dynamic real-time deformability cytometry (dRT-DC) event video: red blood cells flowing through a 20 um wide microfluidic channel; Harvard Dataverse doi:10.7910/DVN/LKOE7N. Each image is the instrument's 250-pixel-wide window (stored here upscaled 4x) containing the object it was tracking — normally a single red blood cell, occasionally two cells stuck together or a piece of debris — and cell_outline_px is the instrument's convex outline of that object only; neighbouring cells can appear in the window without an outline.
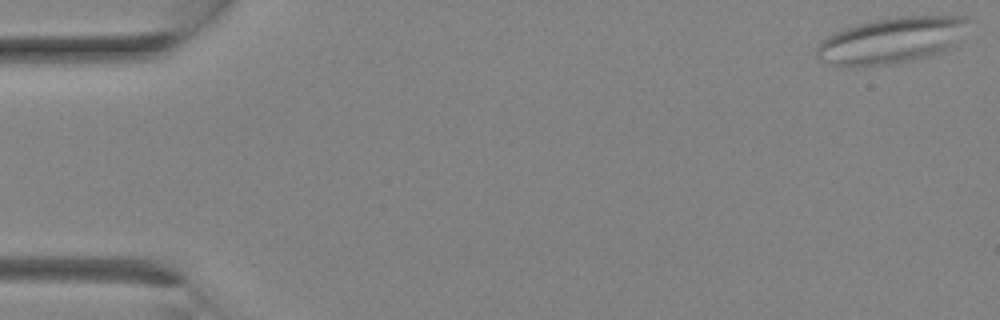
{"species": "Egyptian fruit bat (a non-hibernating species)", "species_latin": "Rousettus aegyptiacus", "temperature_condition": "room temperature", "stored_images_in_passage": 27, "camera_frame_rate_fps": 3000, "um_per_image_px": 0.085, "animal": {"sex": "female"}, "frame": {"image": 1, "passage_image": 1, "time_ms": 0.0, "image_size_px": [1000, 320], "cell_outline_px": [[968, 20], [948, 48], [940, 52], [908, 60], [888, 64], [828, 64], [820, 60], [816, 56], [816, 44], [824, 36], [860, 24], [900, 16], [968, 16]], "centroid_in_image_um": [75.67, 3.41], "position_along_channel_um": 9.3, "area_um2": 38.96}}
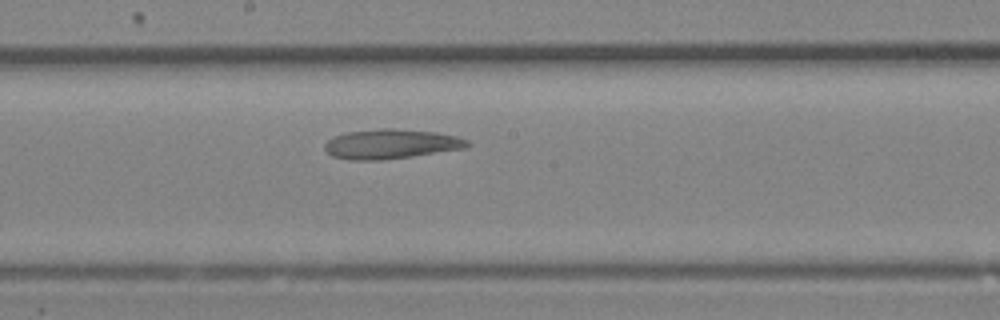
{"frame": {"image": 2, "passage_image": 15, "time_ms": 4.667, "image_size_px": [1000, 320], "cell_outline_px": [[472, 144], [464, 148], [412, 156], [380, 160], [348, 160], [332, 156], [324, 148], [324, 144], [332, 136], [348, 132], [380, 128], [392, 128], [436, 132], [456, 136], [468, 140]], "centroid_in_image_um": [33.21, 12.23], "position_along_channel_um": 215.0, "area_um2": 24.62}}
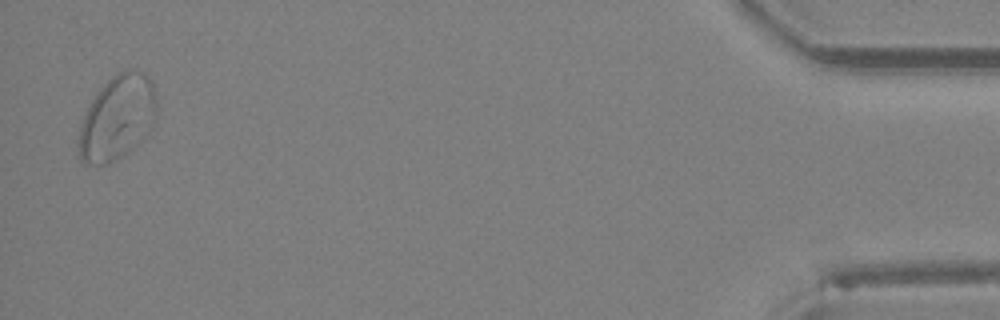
{"frame": {"image": 3, "passage_image": 27, "time_ms": 8.667, "image_size_px": [1000, 320], "cell_outline_px": [[156, 116], [148, 132], [128, 152], [108, 164], [88, 164], [80, 160], [76, 144], [80, 124], [96, 92], [112, 76], [128, 68], [132, 68], [144, 72], [148, 76], [156, 92]], "centroid_in_image_um": [9.95, 10.0], "position_along_channel_um": 425.2, "area_um2": 38.55}}